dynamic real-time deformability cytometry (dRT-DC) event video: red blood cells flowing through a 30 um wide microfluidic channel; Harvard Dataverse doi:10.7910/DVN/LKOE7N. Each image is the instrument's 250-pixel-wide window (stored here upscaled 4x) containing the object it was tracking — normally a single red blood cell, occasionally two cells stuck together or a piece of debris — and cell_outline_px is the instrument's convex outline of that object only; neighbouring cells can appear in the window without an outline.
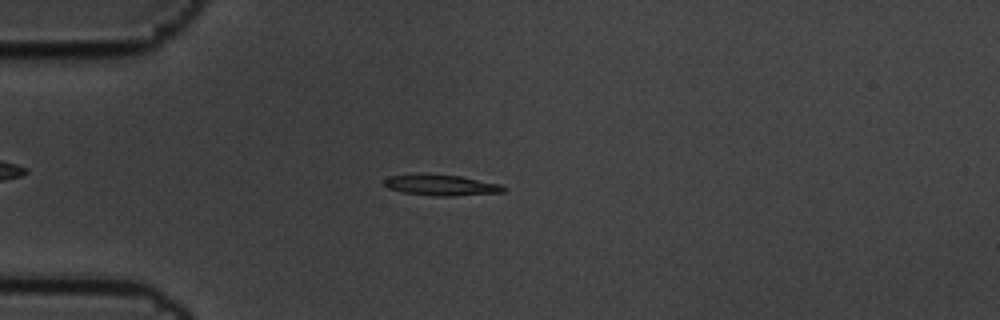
{"species": "common noctule bat (a hibernating species)", "species_latin": "Nyctalus noctula", "temperature_condition": "cold", "stored_images_in_passage": 5, "camera_frame_rate_fps": 3000, "um_per_image_px": 0.085, "animal": {"sex": "male", "body_mass_g": 19.5, "forearm_length_mm": 54.6}, "frame": {"image": 1, "passage_image": 4, "time_ms": 1.0, "image_size_px": [1000, 320], "cell_outline_px": [[508, 188], [504, 192], [452, 196], [436, 196], [404, 192], [388, 188], [380, 184], [388, 176], [460, 176], [500, 184]], "centroid_in_image_um": [37.55, 15.77], "position_along_channel_um": 47.4, "area_um2": 13.87}}